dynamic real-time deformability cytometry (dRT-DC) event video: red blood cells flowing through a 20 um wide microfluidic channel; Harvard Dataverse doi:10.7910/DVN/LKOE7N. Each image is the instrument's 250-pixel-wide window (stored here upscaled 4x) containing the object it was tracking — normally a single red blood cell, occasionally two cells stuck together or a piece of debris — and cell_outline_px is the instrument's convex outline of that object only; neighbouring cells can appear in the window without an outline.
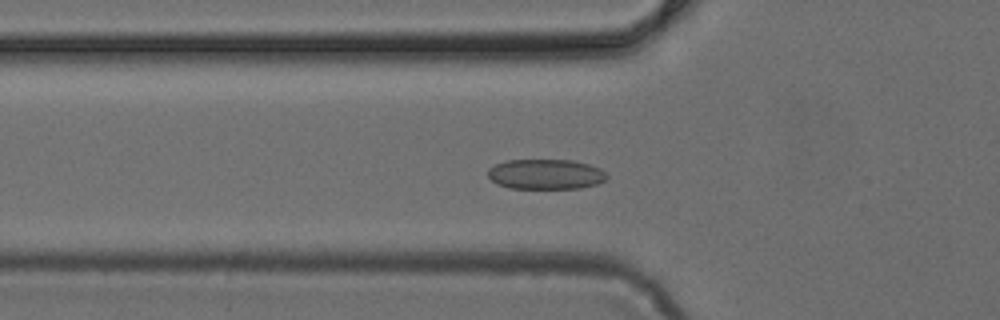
{"species": "common noctule bat (a hibernating species)", "species_latin": "Nyctalus noctula", "temperature_condition": "cold", "stored_images_in_passage": 49, "camera_frame_rate_fps": 3000, "um_per_image_px": 0.085, "animal": {"sex": "female", "body_mass_g": 24.6, "forearm_length_mm": 56.2}, "frame": {"image": 1, "passage_image": 17, "time_ms": 5.333, "image_size_px": [1000, 320], "cell_outline_px": [[608, 176], [604, 180], [596, 184], [580, 188], [508, 188], [496, 184], [488, 176], [488, 168], [496, 164], [508, 160], [572, 160], [588, 164], [600, 168]], "centroid_in_image_um": [46.36, 14.81], "position_along_channel_um": 79.4, "area_um2": 20.81}}
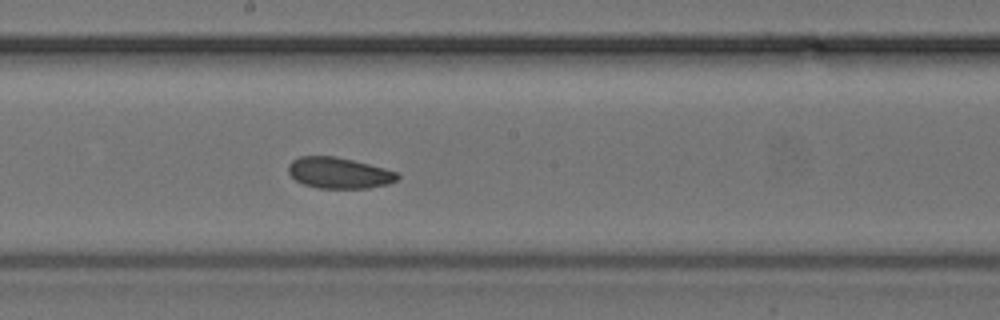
{"frame": {"image": 2, "passage_image": 27, "time_ms": 8.667, "image_size_px": [1000, 320], "cell_outline_px": [[400, 176], [396, 180], [388, 184], [368, 188], [320, 188], [304, 184], [296, 180], [288, 172], [288, 164], [292, 160], [300, 156], [336, 156], [384, 168], [396, 172]], "centroid_in_image_um": [28.8, 14.69], "position_along_channel_um": 219.4, "area_um2": 19.59}}
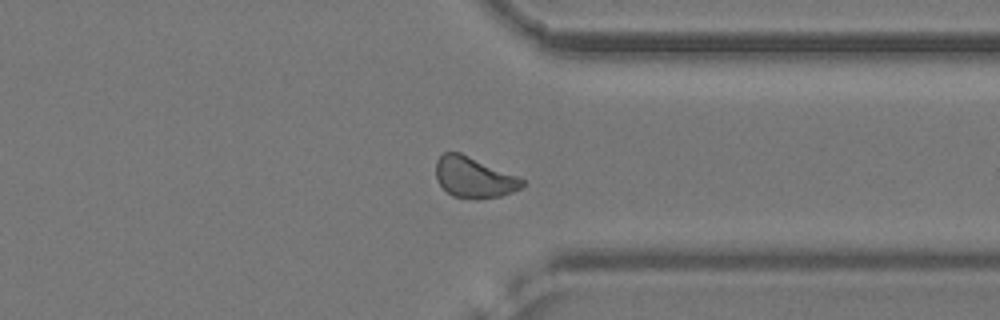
{"frame": {"image": 3, "passage_image": 38, "time_ms": 12.333, "image_size_px": [1000, 320], "cell_outline_px": [[524, 184], [520, 188], [512, 192], [500, 196], [480, 200], [476, 200], [452, 196], [440, 184], [436, 176], [436, 160], [444, 152], [460, 152], [520, 176], [524, 180]], "centroid_in_image_um": [40.31, 15.08], "position_along_channel_um": 371.1, "area_um2": 20.75}}